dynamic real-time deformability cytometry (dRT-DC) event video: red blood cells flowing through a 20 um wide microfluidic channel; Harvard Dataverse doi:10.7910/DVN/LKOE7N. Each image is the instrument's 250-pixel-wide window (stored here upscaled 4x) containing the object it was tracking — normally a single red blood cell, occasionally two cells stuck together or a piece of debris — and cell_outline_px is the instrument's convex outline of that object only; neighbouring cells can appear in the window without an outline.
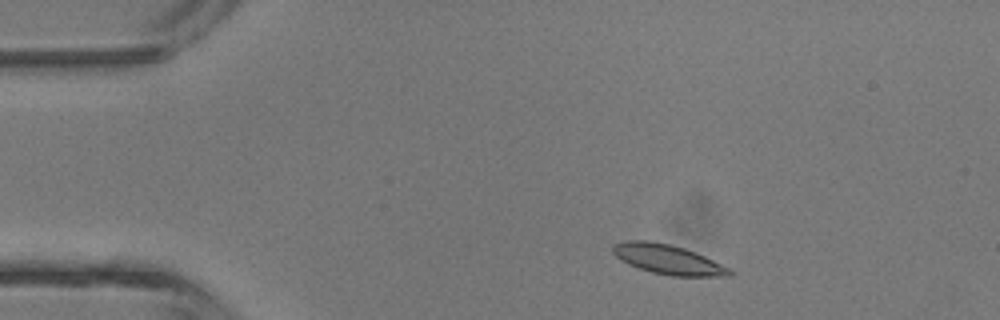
{"species": "common noctule bat (a hibernating species)", "species_latin": "Nyctalus noctula", "temperature_condition": "room temperature", "stored_images_in_passage": 4, "camera_frame_rate_fps": 3000, "um_per_image_px": 0.085, "animal": {"sex": "male", "body_mass_g": 13.3}, "frame": {"image": 1, "passage_image": 1, "time_ms": 0.0, "image_size_px": [1000, 320], "cell_outline_px": [[732, 276], [672, 276], [652, 272], [628, 264], [620, 260], [612, 252], [612, 244], [624, 240], [648, 240], [668, 244], [684, 248], [696, 252], [728, 268], [732, 272]], "centroid_in_image_um": [56.71, 22.03], "position_along_channel_um": 28.3, "area_um2": 20.06}}
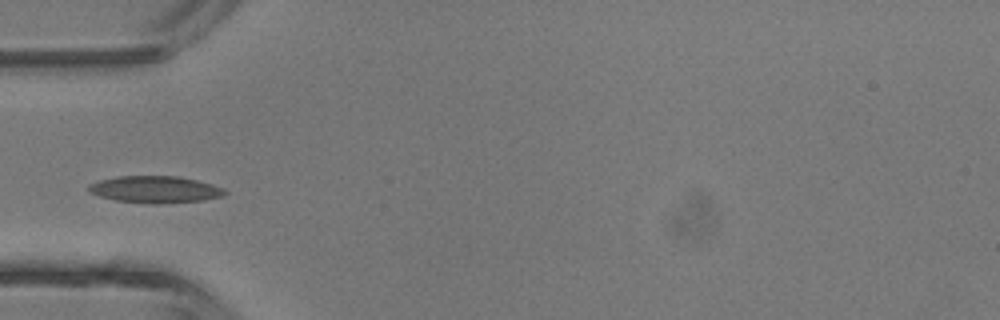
{"frame": {"image": 2, "passage_image": 3, "time_ms": 2.333, "image_size_px": [1000, 320], "cell_outline_px": [[228, 192], [224, 196], [204, 200], [160, 204], [152, 204], [116, 200], [100, 196], [88, 192], [88, 184], [100, 180], [116, 176], [180, 176], [212, 184], [224, 188]], "centroid_in_image_um": [13.21, 16.1], "position_along_channel_um": 71.8, "area_um2": 21.5}}
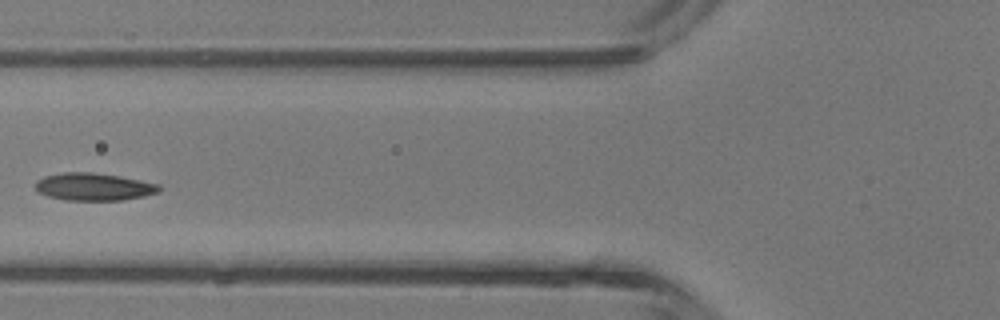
{"frame": {"image": 3, "passage_image": 4, "time_ms": 3.333, "image_size_px": [1000, 320], "cell_outline_px": [[164, 188], [160, 192], [144, 196], [120, 200], [68, 200], [48, 196], [40, 192], [36, 188], [36, 180], [44, 176], [64, 172], [92, 172], [120, 176], [160, 184]], "centroid_in_image_um": [8.03, 15.87], "position_along_channel_um": 117.8, "area_um2": 19.88}}